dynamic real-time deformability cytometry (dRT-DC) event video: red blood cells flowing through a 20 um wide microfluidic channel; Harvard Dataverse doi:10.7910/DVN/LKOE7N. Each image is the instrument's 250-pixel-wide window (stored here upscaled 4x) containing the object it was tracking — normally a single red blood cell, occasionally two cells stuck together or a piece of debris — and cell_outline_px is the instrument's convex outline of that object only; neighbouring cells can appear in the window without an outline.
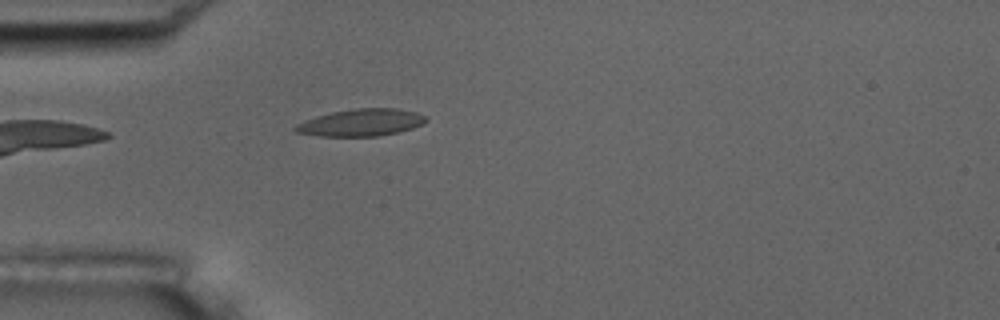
{"species": "common noctule bat (a hibernating species)", "species_latin": "Nyctalus noctula", "temperature_condition": "room temperature", "stored_images_in_passage": 5, "camera_frame_rate_fps": 3000, "um_per_image_px": 0.085, "animal": {"sex": "male", "body_mass_g": 17.5, "forearm_length_mm": 52.3}, "frame": {"image": 1, "passage_image": 5, "time_ms": 5.333, "image_size_px": [1000, 320], "cell_outline_px": [[428, 120], [424, 124], [412, 128], [396, 132], [376, 136], [320, 136], [296, 132], [292, 128], [296, 124], [304, 120], [316, 116], [332, 112], [356, 108], [396, 108], [416, 112], [428, 116]], "centroid_in_image_um": [30.71, 10.41], "position_along_channel_um": 54.3, "area_um2": 20.69}}